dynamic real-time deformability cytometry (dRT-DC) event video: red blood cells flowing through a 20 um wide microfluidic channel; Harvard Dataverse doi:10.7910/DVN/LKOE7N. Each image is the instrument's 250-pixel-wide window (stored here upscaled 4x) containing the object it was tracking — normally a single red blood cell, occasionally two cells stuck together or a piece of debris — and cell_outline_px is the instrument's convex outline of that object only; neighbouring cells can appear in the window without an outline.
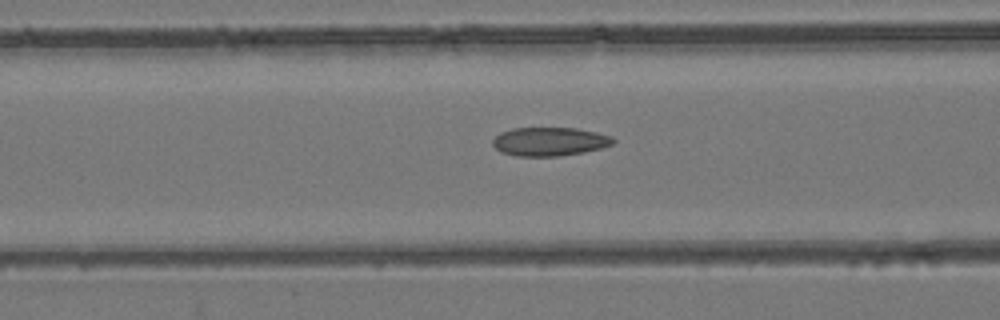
{"species": "common noctule bat (a hibernating species)", "species_latin": "Nyctalus noctula", "temperature_condition": "room temperature", "stored_images_in_passage": 49, "camera_frame_rate_fps": 3000, "um_per_image_px": 0.085, "animal": {"sex": "female", "body_mass_g": 24.6, "forearm_length_mm": 56.2}, "frame": {"image": 1, "passage_image": 16, "time_ms": 5.0, "image_size_px": [1000, 320], "cell_outline_px": [[616, 140], [612, 144], [600, 148], [584, 152], [560, 156], [516, 156], [500, 152], [492, 144], [492, 140], [500, 132], [512, 128], [576, 128], [596, 132], [612, 136]], "centroid_in_image_um": [46.7, 12.03], "position_along_channel_um": 119.9, "area_um2": 20.17}}
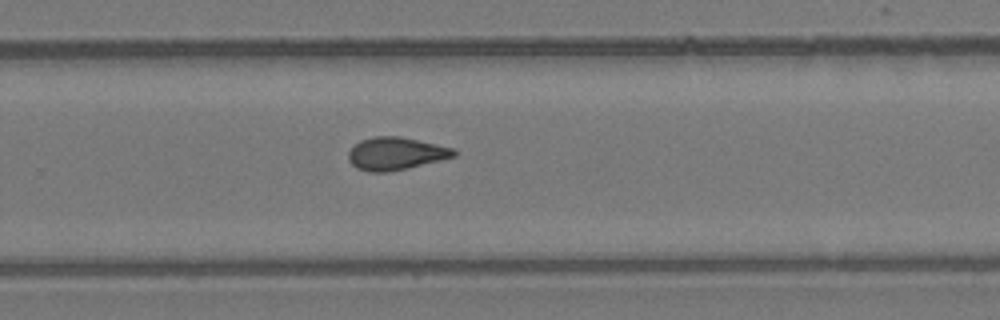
{"frame": {"image": 2, "passage_image": 30, "time_ms": 9.667, "image_size_px": [1000, 320], "cell_outline_px": [[456, 156], [408, 168], [388, 172], [368, 172], [356, 168], [348, 160], [348, 152], [360, 140], [376, 136], [400, 136], [456, 148]], "centroid_in_image_um": [33.65, 13.05], "position_along_channel_um": 296.2, "area_um2": 20.17}}
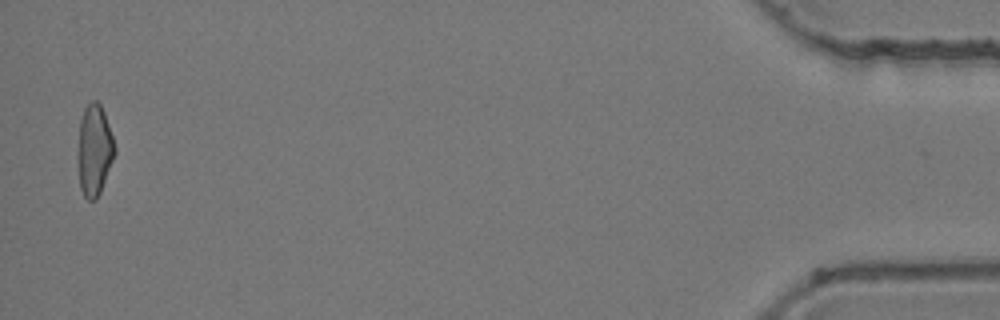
{"frame": {"image": 3, "passage_image": 48, "time_ms": 15.667, "image_size_px": [1000, 320], "cell_outline_px": [[116, 152], [100, 192], [96, 200], [88, 200], [84, 196], [80, 188], [76, 152], [80, 120], [84, 108], [92, 100], [96, 100], [100, 104], [104, 112], [116, 148]], "centroid_in_image_um": [7.99, 12.77], "position_along_channel_um": 427.2, "area_um2": 19.83}, "authors_computed_cell_mechanics": {"area_um2": 19.9988, "velocity_mm_per_s": 3.7768, "shape_relaxation_time_tau1_ms": null, "shape_relaxation_time_tau2_ms": 2.6662, "deformation_change_tau1": null, "deformation_change_tau2": 0.0865}}